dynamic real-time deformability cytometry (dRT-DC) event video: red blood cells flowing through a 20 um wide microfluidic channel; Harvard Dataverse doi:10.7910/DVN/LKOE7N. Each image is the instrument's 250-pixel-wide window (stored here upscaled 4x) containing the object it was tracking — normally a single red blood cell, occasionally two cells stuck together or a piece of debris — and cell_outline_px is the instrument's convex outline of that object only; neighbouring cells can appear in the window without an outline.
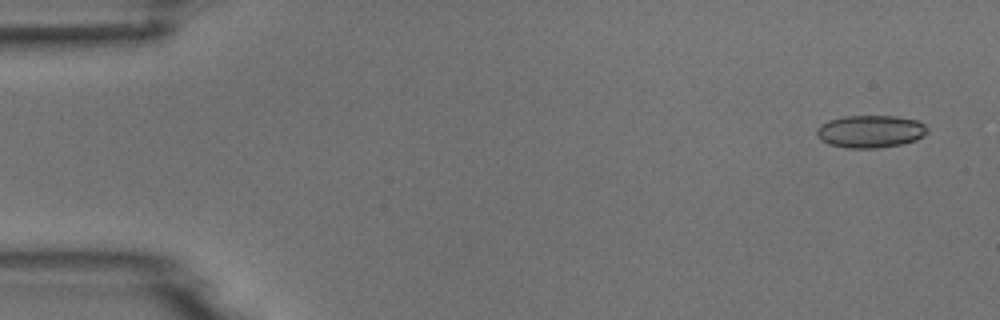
{"species": "common noctule bat (a hibernating species)", "species_latin": "Nyctalus noctula", "temperature_condition": "room temperature", "stored_images_in_passage": 8, "camera_frame_rate_fps": 3000, "um_per_image_px": 0.085, "animal": {"sex": "male", "body_mass_g": 18.8}, "frame": {"image": 1, "passage_image": 1, "time_ms": 0.0, "image_size_px": [1000, 320], "cell_outline_px": [[928, 132], [924, 136], [916, 140], [900, 144], [876, 148], [844, 148], [828, 144], [820, 140], [816, 136], [816, 128], [820, 124], [828, 120], [844, 116], [896, 116], [916, 120], [924, 124], [928, 128]], "centroid_in_image_um": [73.95, 11.17], "position_along_channel_um": 11.1, "area_um2": 21.21}}
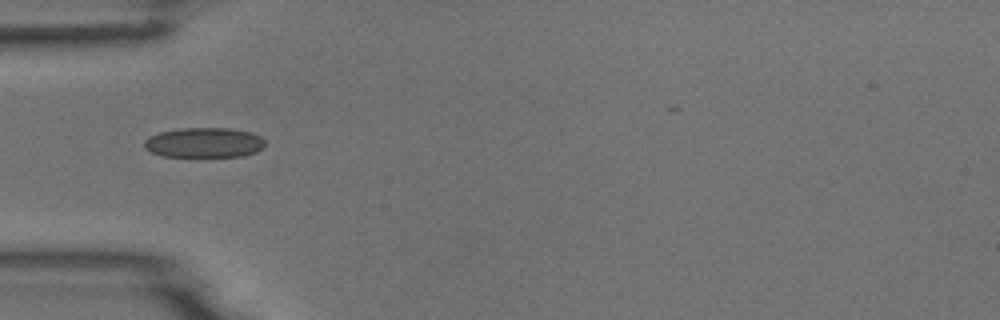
{"frame": {"image": 2, "passage_image": 5, "time_ms": 4.667, "image_size_px": [1000, 320], "cell_outline_px": [[264, 148], [256, 152], [244, 156], [164, 156], [152, 152], [144, 148], [144, 140], [148, 136], [160, 132], [180, 128], [228, 128], [252, 132], [260, 136], [264, 140]], "centroid_in_image_um": [17.36, 12.11], "position_along_channel_um": 67.6, "area_um2": 21.15}}